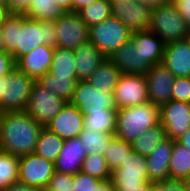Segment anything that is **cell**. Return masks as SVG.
<instances>
[{
  "instance_id": "1",
  "label": "cell",
  "mask_w": 190,
  "mask_h": 191,
  "mask_svg": "<svg viewBox=\"0 0 190 191\" xmlns=\"http://www.w3.org/2000/svg\"><path fill=\"white\" fill-rule=\"evenodd\" d=\"M4 50L17 62L39 45L57 47V30L54 21L29 19L24 13L10 12L0 24Z\"/></svg>"
},
{
  "instance_id": "2",
  "label": "cell",
  "mask_w": 190,
  "mask_h": 191,
  "mask_svg": "<svg viewBox=\"0 0 190 191\" xmlns=\"http://www.w3.org/2000/svg\"><path fill=\"white\" fill-rule=\"evenodd\" d=\"M44 126L26 111L0 113V150L21 157L34 153Z\"/></svg>"
},
{
  "instance_id": "3",
  "label": "cell",
  "mask_w": 190,
  "mask_h": 191,
  "mask_svg": "<svg viewBox=\"0 0 190 191\" xmlns=\"http://www.w3.org/2000/svg\"><path fill=\"white\" fill-rule=\"evenodd\" d=\"M160 124V107L152 102L117 110L115 137L129 143L145 130Z\"/></svg>"
},
{
  "instance_id": "4",
  "label": "cell",
  "mask_w": 190,
  "mask_h": 191,
  "mask_svg": "<svg viewBox=\"0 0 190 191\" xmlns=\"http://www.w3.org/2000/svg\"><path fill=\"white\" fill-rule=\"evenodd\" d=\"M110 180L117 191H149L151 181L145 156L132 151L120 167L111 172Z\"/></svg>"
},
{
  "instance_id": "5",
  "label": "cell",
  "mask_w": 190,
  "mask_h": 191,
  "mask_svg": "<svg viewBox=\"0 0 190 191\" xmlns=\"http://www.w3.org/2000/svg\"><path fill=\"white\" fill-rule=\"evenodd\" d=\"M149 30L165 44L186 39L188 24L174 3H165L152 10Z\"/></svg>"
},
{
  "instance_id": "6",
  "label": "cell",
  "mask_w": 190,
  "mask_h": 191,
  "mask_svg": "<svg viewBox=\"0 0 190 191\" xmlns=\"http://www.w3.org/2000/svg\"><path fill=\"white\" fill-rule=\"evenodd\" d=\"M131 33L122 21L111 16L89 27V41L106 58H110L124 43L130 40Z\"/></svg>"
},
{
  "instance_id": "7",
  "label": "cell",
  "mask_w": 190,
  "mask_h": 191,
  "mask_svg": "<svg viewBox=\"0 0 190 191\" xmlns=\"http://www.w3.org/2000/svg\"><path fill=\"white\" fill-rule=\"evenodd\" d=\"M35 80L17 67L7 74L0 93V113L26 111Z\"/></svg>"
},
{
  "instance_id": "8",
  "label": "cell",
  "mask_w": 190,
  "mask_h": 191,
  "mask_svg": "<svg viewBox=\"0 0 190 191\" xmlns=\"http://www.w3.org/2000/svg\"><path fill=\"white\" fill-rule=\"evenodd\" d=\"M67 103L63 98L34 82L26 112L38 123L45 125L50 122Z\"/></svg>"
},
{
  "instance_id": "9",
  "label": "cell",
  "mask_w": 190,
  "mask_h": 191,
  "mask_svg": "<svg viewBox=\"0 0 190 191\" xmlns=\"http://www.w3.org/2000/svg\"><path fill=\"white\" fill-rule=\"evenodd\" d=\"M70 103L79 108L83 114H91L103 109H118L113 92H101L88 80L77 82Z\"/></svg>"
},
{
  "instance_id": "10",
  "label": "cell",
  "mask_w": 190,
  "mask_h": 191,
  "mask_svg": "<svg viewBox=\"0 0 190 191\" xmlns=\"http://www.w3.org/2000/svg\"><path fill=\"white\" fill-rule=\"evenodd\" d=\"M113 95L118 109L149 102L145 75L121 74Z\"/></svg>"
},
{
  "instance_id": "11",
  "label": "cell",
  "mask_w": 190,
  "mask_h": 191,
  "mask_svg": "<svg viewBox=\"0 0 190 191\" xmlns=\"http://www.w3.org/2000/svg\"><path fill=\"white\" fill-rule=\"evenodd\" d=\"M55 22L57 47L75 50L89 41V27L78 13L65 12Z\"/></svg>"
},
{
  "instance_id": "12",
  "label": "cell",
  "mask_w": 190,
  "mask_h": 191,
  "mask_svg": "<svg viewBox=\"0 0 190 191\" xmlns=\"http://www.w3.org/2000/svg\"><path fill=\"white\" fill-rule=\"evenodd\" d=\"M112 17L122 21L133 32L148 30L153 8L138 0H117L111 3Z\"/></svg>"
},
{
  "instance_id": "13",
  "label": "cell",
  "mask_w": 190,
  "mask_h": 191,
  "mask_svg": "<svg viewBox=\"0 0 190 191\" xmlns=\"http://www.w3.org/2000/svg\"><path fill=\"white\" fill-rule=\"evenodd\" d=\"M54 173V162L35 153L19 157V181L34 188L46 187Z\"/></svg>"
},
{
  "instance_id": "14",
  "label": "cell",
  "mask_w": 190,
  "mask_h": 191,
  "mask_svg": "<svg viewBox=\"0 0 190 191\" xmlns=\"http://www.w3.org/2000/svg\"><path fill=\"white\" fill-rule=\"evenodd\" d=\"M160 123L166 137L177 140L190 128V103L170 100L160 107Z\"/></svg>"
},
{
  "instance_id": "15",
  "label": "cell",
  "mask_w": 190,
  "mask_h": 191,
  "mask_svg": "<svg viewBox=\"0 0 190 191\" xmlns=\"http://www.w3.org/2000/svg\"><path fill=\"white\" fill-rule=\"evenodd\" d=\"M149 102L161 107L172 100L175 76L162 64H155L145 74Z\"/></svg>"
},
{
  "instance_id": "16",
  "label": "cell",
  "mask_w": 190,
  "mask_h": 191,
  "mask_svg": "<svg viewBox=\"0 0 190 191\" xmlns=\"http://www.w3.org/2000/svg\"><path fill=\"white\" fill-rule=\"evenodd\" d=\"M84 115L76 106L67 102L60 112L45 125L49 131L64 140L78 137L84 129Z\"/></svg>"
},
{
  "instance_id": "17",
  "label": "cell",
  "mask_w": 190,
  "mask_h": 191,
  "mask_svg": "<svg viewBox=\"0 0 190 191\" xmlns=\"http://www.w3.org/2000/svg\"><path fill=\"white\" fill-rule=\"evenodd\" d=\"M122 74L145 75L151 65L143 61L139 53V44L131 39L124 43L110 58Z\"/></svg>"
},
{
  "instance_id": "18",
  "label": "cell",
  "mask_w": 190,
  "mask_h": 191,
  "mask_svg": "<svg viewBox=\"0 0 190 191\" xmlns=\"http://www.w3.org/2000/svg\"><path fill=\"white\" fill-rule=\"evenodd\" d=\"M175 77H190V42L180 41L165 44L161 62Z\"/></svg>"
},
{
  "instance_id": "19",
  "label": "cell",
  "mask_w": 190,
  "mask_h": 191,
  "mask_svg": "<svg viewBox=\"0 0 190 191\" xmlns=\"http://www.w3.org/2000/svg\"><path fill=\"white\" fill-rule=\"evenodd\" d=\"M174 140L166 137L146 156L147 170L151 182L170 180L169 163Z\"/></svg>"
},
{
  "instance_id": "20",
  "label": "cell",
  "mask_w": 190,
  "mask_h": 191,
  "mask_svg": "<svg viewBox=\"0 0 190 191\" xmlns=\"http://www.w3.org/2000/svg\"><path fill=\"white\" fill-rule=\"evenodd\" d=\"M54 48L47 45H39L32 52L22 56L16 67L37 81L41 76L49 72Z\"/></svg>"
},
{
  "instance_id": "21",
  "label": "cell",
  "mask_w": 190,
  "mask_h": 191,
  "mask_svg": "<svg viewBox=\"0 0 190 191\" xmlns=\"http://www.w3.org/2000/svg\"><path fill=\"white\" fill-rule=\"evenodd\" d=\"M81 146L79 137L65 140L61 152L54 163L55 172L72 175L79 173L82 161L87 156L85 149Z\"/></svg>"
},
{
  "instance_id": "22",
  "label": "cell",
  "mask_w": 190,
  "mask_h": 191,
  "mask_svg": "<svg viewBox=\"0 0 190 191\" xmlns=\"http://www.w3.org/2000/svg\"><path fill=\"white\" fill-rule=\"evenodd\" d=\"M130 39L135 44H139V53L143 61L151 66L162 62L165 43L155 33H152L149 29L133 32Z\"/></svg>"
},
{
  "instance_id": "23",
  "label": "cell",
  "mask_w": 190,
  "mask_h": 191,
  "mask_svg": "<svg viewBox=\"0 0 190 191\" xmlns=\"http://www.w3.org/2000/svg\"><path fill=\"white\" fill-rule=\"evenodd\" d=\"M78 81L87 80L107 58L90 41L74 50Z\"/></svg>"
},
{
  "instance_id": "24",
  "label": "cell",
  "mask_w": 190,
  "mask_h": 191,
  "mask_svg": "<svg viewBox=\"0 0 190 191\" xmlns=\"http://www.w3.org/2000/svg\"><path fill=\"white\" fill-rule=\"evenodd\" d=\"M121 74L120 70L107 58L87 80L101 92H113Z\"/></svg>"
},
{
  "instance_id": "25",
  "label": "cell",
  "mask_w": 190,
  "mask_h": 191,
  "mask_svg": "<svg viewBox=\"0 0 190 191\" xmlns=\"http://www.w3.org/2000/svg\"><path fill=\"white\" fill-rule=\"evenodd\" d=\"M170 180L186 181L190 177V150L174 140L169 163Z\"/></svg>"
},
{
  "instance_id": "26",
  "label": "cell",
  "mask_w": 190,
  "mask_h": 191,
  "mask_svg": "<svg viewBox=\"0 0 190 191\" xmlns=\"http://www.w3.org/2000/svg\"><path fill=\"white\" fill-rule=\"evenodd\" d=\"M49 72L54 76L78 78L74 50L55 47Z\"/></svg>"
},
{
  "instance_id": "27",
  "label": "cell",
  "mask_w": 190,
  "mask_h": 191,
  "mask_svg": "<svg viewBox=\"0 0 190 191\" xmlns=\"http://www.w3.org/2000/svg\"><path fill=\"white\" fill-rule=\"evenodd\" d=\"M37 82L47 90L51 91L54 95L70 102L74 95L78 78L54 76L51 72H47L41 76Z\"/></svg>"
},
{
  "instance_id": "28",
  "label": "cell",
  "mask_w": 190,
  "mask_h": 191,
  "mask_svg": "<svg viewBox=\"0 0 190 191\" xmlns=\"http://www.w3.org/2000/svg\"><path fill=\"white\" fill-rule=\"evenodd\" d=\"M118 109H103L84 115V128L101 133H115Z\"/></svg>"
},
{
  "instance_id": "29",
  "label": "cell",
  "mask_w": 190,
  "mask_h": 191,
  "mask_svg": "<svg viewBox=\"0 0 190 191\" xmlns=\"http://www.w3.org/2000/svg\"><path fill=\"white\" fill-rule=\"evenodd\" d=\"M64 141L65 140L57 134L44 127L39 134L34 153L55 163Z\"/></svg>"
},
{
  "instance_id": "30",
  "label": "cell",
  "mask_w": 190,
  "mask_h": 191,
  "mask_svg": "<svg viewBox=\"0 0 190 191\" xmlns=\"http://www.w3.org/2000/svg\"><path fill=\"white\" fill-rule=\"evenodd\" d=\"M65 11L55 0H32L28 9L24 12L29 19L39 21H55L62 16Z\"/></svg>"
},
{
  "instance_id": "31",
  "label": "cell",
  "mask_w": 190,
  "mask_h": 191,
  "mask_svg": "<svg viewBox=\"0 0 190 191\" xmlns=\"http://www.w3.org/2000/svg\"><path fill=\"white\" fill-rule=\"evenodd\" d=\"M115 133H101L91 129H83L79 134L82 148L86 154H100L105 156L109 143L115 138Z\"/></svg>"
},
{
  "instance_id": "32",
  "label": "cell",
  "mask_w": 190,
  "mask_h": 191,
  "mask_svg": "<svg viewBox=\"0 0 190 191\" xmlns=\"http://www.w3.org/2000/svg\"><path fill=\"white\" fill-rule=\"evenodd\" d=\"M166 138L163 125L157 124L145 130L136 140L131 142L132 150L142 156H148L156 146Z\"/></svg>"
},
{
  "instance_id": "33",
  "label": "cell",
  "mask_w": 190,
  "mask_h": 191,
  "mask_svg": "<svg viewBox=\"0 0 190 191\" xmlns=\"http://www.w3.org/2000/svg\"><path fill=\"white\" fill-rule=\"evenodd\" d=\"M19 180V157L0 150V191Z\"/></svg>"
},
{
  "instance_id": "34",
  "label": "cell",
  "mask_w": 190,
  "mask_h": 191,
  "mask_svg": "<svg viewBox=\"0 0 190 191\" xmlns=\"http://www.w3.org/2000/svg\"><path fill=\"white\" fill-rule=\"evenodd\" d=\"M83 22L91 27L112 16L111 3L108 0H96L78 12Z\"/></svg>"
},
{
  "instance_id": "35",
  "label": "cell",
  "mask_w": 190,
  "mask_h": 191,
  "mask_svg": "<svg viewBox=\"0 0 190 191\" xmlns=\"http://www.w3.org/2000/svg\"><path fill=\"white\" fill-rule=\"evenodd\" d=\"M132 151L131 143L115 137L109 143L105 152V159L111 172L120 167L122 161H124L127 158V155Z\"/></svg>"
},
{
  "instance_id": "36",
  "label": "cell",
  "mask_w": 190,
  "mask_h": 191,
  "mask_svg": "<svg viewBox=\"0 0 190 191\" xmlns=\"http://www.w3.org/2000/svg\"><path fill=\"white\" fill-rule=\"evenodd\" d=\"M81 172L99 180L111 179V170L108 168L105 156L88 154L82 161Z\"/></svg>"
},
{
  "instance_id": "37",
  "label": "cell",
  "mask_w": 190,
  "mask_h": 191,
  "mask_svg": "<svg viewBox=\"0 0 190 191\" xmlns=\"http://www.w3.org/2000/svg\"><path fill=\"white\" fill-rule=\"evenodd\" d=\"M74 175L55 172L47 184L51 191H72Z\"/></svg>"
},
{
  "instance_id": "38",
  "label": "cell",
  "mask_w": 190,
  "mask_h": 191,
  "mask_svg": "<svg viewBox=\"0 0 190 191\" xmlns=\"http://www.w3.org/2000/svg\"><path fill=\"white\" fill-rule=\"evenodd\" d=\"M172 100L190 103V77H175Z\"/></svg>"
},
{
  "instance_id": "39",
  "label": "cell",
  "mask_w": 190,
  "mask_h": 191,
  "mask_svg": "<svg viewBox=\"0 0 190 191\" xmlns=\"http://www.w3.org/2000/svg\"><path fill=\"white\" fill-rule=\"evenodd\" d=\"M101 181L102 180L80 171L74 175L72 191H95V186H97Z\"/></svg>"
},
{
  "instance_id": "40",
  "label": "cell",
  "mask_w": 190,
  "mask_h": 191,
  "mask_svg": "<svg viewBox=\"0 0 190 191\" xmlns=\"http://www.w3.org/2000/svg\"><path fill=\"white\" fill-rule=\"evenodd\" d=\"M14 68L16 62L12 54L5 50L0 51V78H5Z\"/></svg>"
},
{
  "instance_id": "41",
  "label": "cell",
  "mask_w": 190,
  "mask_h": 191,
  "mask_svg": "<svg viewBox=\"0 0 190 191\" xmlns=\"http://www.w3.org/2000/svg\"><path fill=\"white\" fill-rule=\"evenodd\" d=\"M9 12L24 13L32 0H2Z\"/></svg>"
},
{
  "instance_id": "42",
  "label": "cell",
  "mask_w": 190,
  "mask_h": 191,
  "mask_svg": "<svg viewBox=\"0 0 190 191\" xmlns=\"http://www.w3.org/2000/svg\"><path fill=\"white\" fill-rule=\"evenodd\" d=\"M174 4L185 20H190V0H176Z\"/></svg>"
},
{
  "instance_id": "43",
  "label": "cell",
  "mask_w": 190,
  "mask_h": 191,
  "mask_svg": "<svg viewBox=\"0 0 190 191\" xmlns=\"http://www.w3.org/2000/svg\"><path fill=\"white\" fill-rule=\"evenodd\" d=\"M3 191H38V189L18 180Z\"/></svg>"
},
{
  "instance_id": "44",
  "label": "cell",
  "mask_w": 190,
  "mask_h": 191,
  "mask_svg": "<svg viewBox=\"0 0 190 191\" xmlns=\"http://www.w3.org/2000/svg\"><path fill=\"white\" fill-rule=\"evenodd\" d=\"M185 182L186 181L168 180L167 191H185Z\"/></svg>"
},
{
  "instance_id": "45",
  "label": "cell",
  "mask_w": 190,
  "mask_h": 191,
  "mask_svg": "<svg viewBox=\"0 0 190 191\" xmlns=\"http://www.w3.org/2000/svg\"><path fill=\"white\" fill-rule=\"evenodd\" d=\"M95 191H117L110 179L102 180L97 186H95Z\"/></svg>"
},
{
  "instance_id": "46",
  "label": "cell",
  "mask_w": 190,
  "mask_h": 191,
  "mask_svg": "<svg viewBox=\"0 0 190 191\" xmlns=\"http://www.w3.org/2000/svg\"><path fill=\"white\" fill-rule=\"evenodd\" d=\"M96 0H74L73 2V12L78 13L81 9L92 4Z\"/></svg>"
},
{
  "instance_id": "47",
  "label": "cell",
  "mask_w": 190,
  "mask_h": 191,
  "mask_svg": "<svg viewBox=\"0 0 190 191\" xmlns=\"http://www.w3.org/2000/svg\"><path fill=\"white\" fill-rule=\"evenodd\" d=\"M149 191H167V181L151 182Z\"/></svg>"
},
{
  "instance_id": "48",
  "label": "cell",
  "mask_w": 190,
  "mask_h": 191,
  "mask_svg": "<svg viewBox=\"0 0 190 191\" xmlns=\"http://www.w3.org/2000/svg\"><path fill=\"white\" fill-rule=\"evenodd\" d=\"M65 12H73L74 0H55Z\"/></svg>"
},
{
  "instance_id": "49",
  "label": "cell",
  "mask_w": 190,
  "mask_h": 191,
  "mask_svg": "<svg viewBox=\"0 0 190 191\" xmlns=\"http://www.w3.org/2000/svg\"><path fill=\"white\" fill-rule=\"evenodd\" d=\"M177 141L190 150V128L183 135H181Z\"/></svg>"
},
{
  "instance_id": "50",
  "label": "cell",
  "mask_w": 190,
  "mask_h": 191,
  "mask_svg": "<svg viewBox=\"0 0 190 191\" xmlns=\"http://www.w3.org/2000/svg\"><path fill=\"white\" fill-rule=\"evenodd\" d=\"M138 1L152 8L168 3L166 0H138Z\"/></svg>"
},
{
  "instance_id": "51",
  "label": "cell",
  "mask_w": 190,
  "mask_h": 191,
  "mask_svg": "<svg viewBox=\"0 0 190 191\" xmlns=\"http://www.w3.org/2000/svg\"><path fill=\"white\" fill-rule=\"evenodd\" d=\"M10 12L8 11V9L6 8L4 2L2 0H0V24L4 21V19L6 18V16L9 14Z\"/></svg>"
},
{
  "instance_id": "52",
  "label": "cell",
  "mask_w": 190,
  "mask_h": 191,
  "mask_svg": "<svg viewBox=\"0 0 190 191\" xmlns=\"http://www.w3.org/2000/svg\"><path fill=\"white\" fill-rule=\"evenodd\" d=\"M4 81L5 78H0V93H3L4 91Z\"/></svg>"
},
{
  "instance_id": "53",
  "label": "cell",
  "mask_w": 190,
  "mask_h": 191,
  "mask_svg": "<svg viewBox=\"0 0 190 191\" xmlns=\"http://www.w3.org/2000/svg\"><path fill=\"white\" fill-rule=\"evenodd\" d=\"M4 50V44H3V39H2V34L0 31V51Z\"/></svg>"
},
{
  "instance_id": "54",
  "label": "cell",
  "mask_w": 190,
  "mask_h": 191,
  "mask_svg": "<svg viewBox=\"0 0 190 191\" xmlns=\"http://www.w3.org/2000/svg\"><path fill=\"white\" fill-rule=\"evenodd\" d=\"M185 191H190V186L185 182L184 185Z\"/></svg>"
},
{
  "instance_id": "55",
  "label": "cell",
  "mask_w": 190,
  "mask_h": 191,
  "mask_svg": "<svg viewBox=\"0 0 190 191\" xmlns=\"http://www.w3.org/2000/svg\"><path fill=\"white\" fill-rule=\"evenodd\" d=\"M38 191H51V190H49L47 187H42V188L38 189Z\"/></svg>"
},
{
  "instance_id": "56",
  "label": "cell",
  "mask_w": 190,
  "mask_h": 191,
  "mask_svg": "<svg viewBox=\"0 0 190 191\" xmlns=\"http://www.w3.org/2000/svg\"><path fill=\"white\" fill-rule=\"evenodd\" d=\"M188 24V35H190V20L187 21Z\"/></svg>"
},
{
  "instance_id": "57",
  "label": "cell",
  "mask_w": 190,
  "mask_h": 191,
  "mask_svg": "<svg viewBox=\"0 0 190 191\" xmlns=\"http://www.w3.org/2000/svg\"><path fill=\"white\" fill-rule=\"evenodd\" d=\"M168 3H174L176 0H166Z\"/></svg>"
},
{
  "instance_id": "58",
  "label": "cell",
  "mask_w": 190,
  "mask_h": 191,
  "mask_svg": "<svg viewBox=\"0 0 190 191\" xmlns=\"http://www.w3.org/2000/svg\"><path fill=\"white\" fill-rule=\"evenodd\" d=\"M186 183L190 186V177L186 180Z\"/></svg>"
},
{
  "instance_id": "59",
  "label": "cell",
  "mask_w": 190,
  "mask_h": 191,
  "mask_svg": "<svg viewBox=\"0 0 190 191\" xmlns=\"http://www.w3.org/2000/svg\"><path fill=\"white\" fill-rule=\"evenodd\" d=\"M110 3L114 2V1H117V0H108Z\"/></svg>"
}]
</instances>
